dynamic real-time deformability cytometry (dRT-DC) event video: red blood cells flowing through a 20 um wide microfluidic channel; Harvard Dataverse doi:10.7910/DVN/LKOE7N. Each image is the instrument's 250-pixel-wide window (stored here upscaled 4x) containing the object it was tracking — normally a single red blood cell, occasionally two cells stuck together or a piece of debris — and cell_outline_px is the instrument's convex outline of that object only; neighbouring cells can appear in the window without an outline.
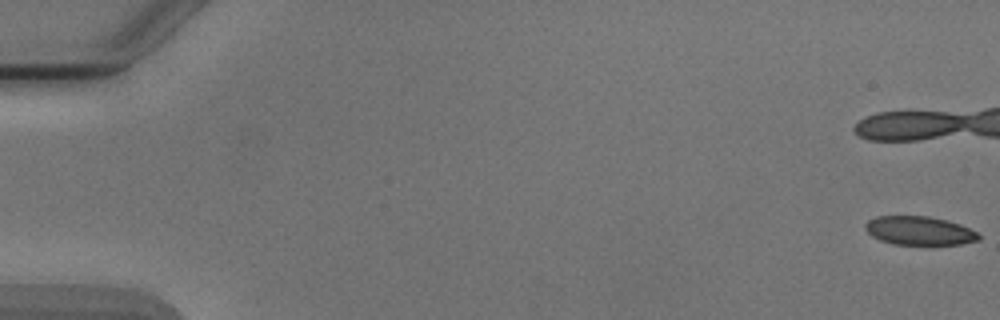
{"species": "Egyptian fruit bat (a non-hibernating species)", "species_latin": "Rousettus aegyptiacus", "temperature_condition": "cold", "stored_images_in_passage": 4, "camera_frame_rate_fps": 3000, "um_per_image_px": 0.085, "animal": {"sex": "male"}, "frame": {"image": 1, "passage_image": 4, "time_ms": 3.667, "image_size_px": [1000, 320], "cell_outline_px": [[980, 240], [960, 244], [892, 244], [880, 240], [872, 236], [864, 228], [864, 224], [868, 220], [876, 216], [928, 216], [948, 220], [960, 224], [976, 232], [980, 236]], "centroid_in_image_um": [78.12, 19.6], "position_along_channel_um": 6.9, "area_um2": 18.96}}